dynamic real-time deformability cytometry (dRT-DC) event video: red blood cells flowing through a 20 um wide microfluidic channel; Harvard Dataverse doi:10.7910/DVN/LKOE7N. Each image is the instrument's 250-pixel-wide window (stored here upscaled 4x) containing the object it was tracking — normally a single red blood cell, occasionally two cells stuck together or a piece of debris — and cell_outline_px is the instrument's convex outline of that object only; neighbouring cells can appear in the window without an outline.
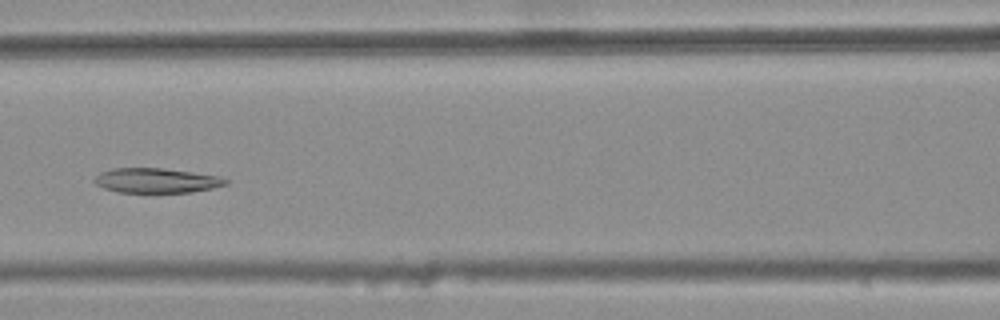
{"species": "common noctule bat (a hibernating species)", "species_latin": "Nyctalus noctula", "temperature_condition": "warm", "stored_images_in_passage": 33, "camera_frame_rate_fps": 3000, "um_per_image_px": 0.085, "animal": {"sex": "female", "body_mass_g": 25.1}, "frame": {"image": 1, "passage_image": 14, "time_ms": 4.333, "image_size_px": [1000, 320], "cell_outline_px": [[228, 184], [212, 188], [192, 192], [116, 192], [104, 188], [96, 184], [92, 180], [100, 172], [112, 168], [164, 168], [220, 176], [228, 180]], "centroid_in_image_um": [13.28, 15.34], "position_along_channel_um": 153.3, "area_um2": 18.96}}
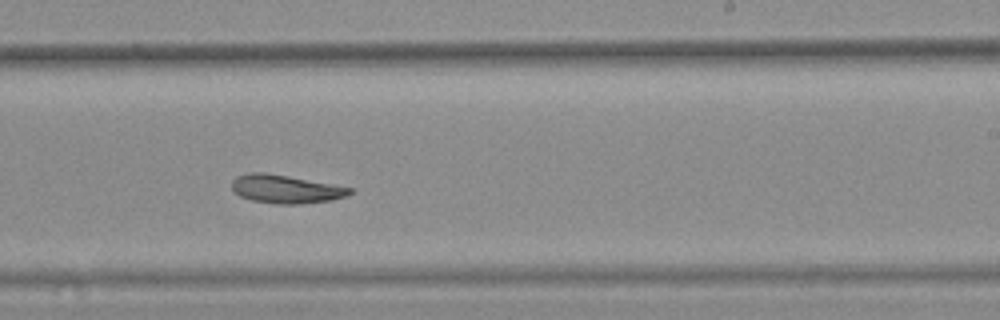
{"frame": {"image": 2, "passage_image": 23, "time_ms": 7.333, "image_size_px": [1000, 320], "cell_outline_px": [[352, 192], [348, 196], [332, 200], [296, 204], [280, 204], [252, 200], [240, 196], [232, 188], [232, 180], [236, 176], [248, 172], [264, 172], [288, 176], [352, 188]], "centroid_in_image_um": [24.27, 16.06], "position_along_channel_um": 264.7, "area_um2": 19.31}}
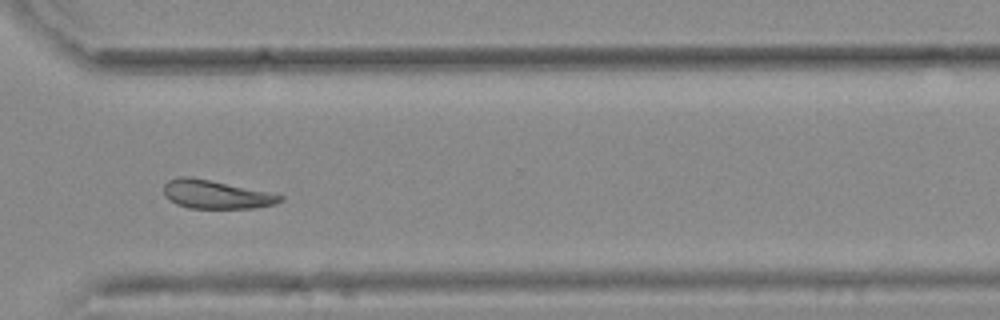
{"frame": {"image": 3, "passage_image": 30, "time_ms": 9.667, "image_size_px": [1000, 320], "cell_outline_px": [[284, 200], [276, 204], [252, 208], [188, 208], [176, 204], [164, 196], [164, 184], [168, 180], [180, 176], [192, 176], [268, 192], [284, 196]], "centroid_in_image_um": [18.33, 16.52], "position_along_channel_um": 352.3, "area_um2": 19.36}}